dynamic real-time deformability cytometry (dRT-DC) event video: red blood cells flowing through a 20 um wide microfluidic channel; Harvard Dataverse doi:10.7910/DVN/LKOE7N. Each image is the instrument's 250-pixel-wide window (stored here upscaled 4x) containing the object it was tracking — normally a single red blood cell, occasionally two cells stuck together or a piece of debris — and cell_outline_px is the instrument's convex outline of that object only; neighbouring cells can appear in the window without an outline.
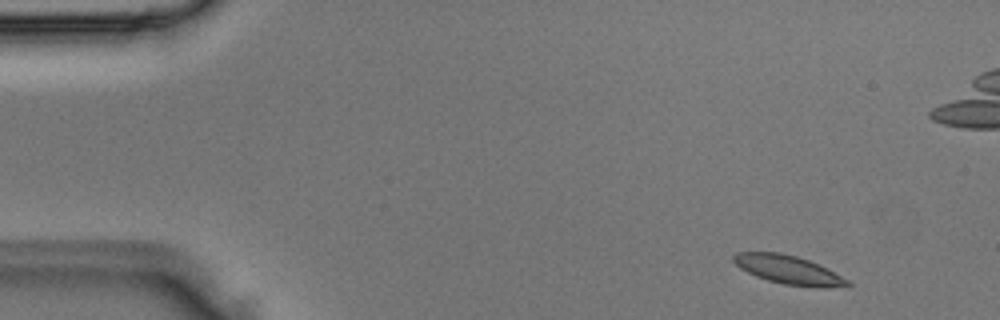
{"species": "Egyptian fruit bat (a non-hibernating species)", "species_latin": "Rousettus aegyptiacus", "temperature_condition": "room temperature", "stored_images_in_passage": 4, "segment_of_instrument_passage": [2, 2], "camera_frame_rate_fps": 3000, "um_per_image_px": 0.085, "animal": {"sex": "male"}, "frame": {"image": 1, "passage_image": 4, "time_ms": 1.0, "image_size_px": [1000, 320], "cell_outline_px": [[852, 284], [848, 288], [816, 288], [784, 284], [768, 280], [756, 276], [740, 268], [732, 260], [732, 256], [736, 252], [780, 252], [796, 256], [808, 260], [848, 280]], "centroid_in_image_um": [67.03, 22.95], "position_along_channel_um": 18.0, "area_um2": 19.02}}